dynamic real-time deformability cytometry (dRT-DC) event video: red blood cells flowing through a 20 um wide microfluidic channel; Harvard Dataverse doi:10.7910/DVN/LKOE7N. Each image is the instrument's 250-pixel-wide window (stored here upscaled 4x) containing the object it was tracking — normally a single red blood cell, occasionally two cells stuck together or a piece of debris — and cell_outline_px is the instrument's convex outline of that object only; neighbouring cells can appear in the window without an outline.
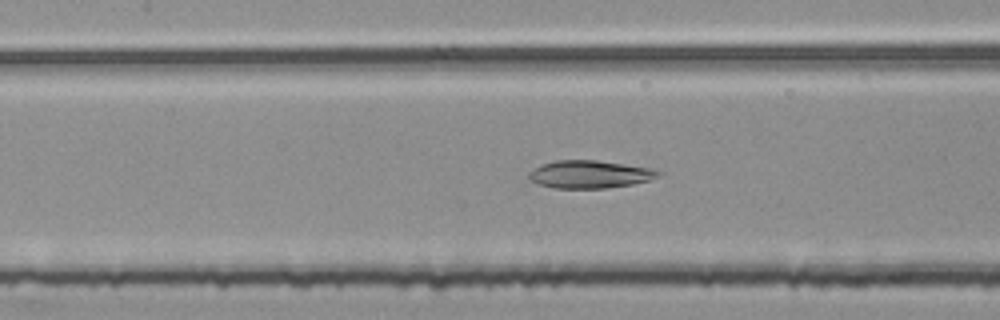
{"species": "common noctule bat (a hibernating species)", "species_latin": "Nyctalus noctula", "temperature_condition": "room temperature", "stored_images_in_passage": 52, "camera_frame_rate_fps": 3000, "um_per_image_px": 0.085, "animal": {"sex": "female", "body_mass_g": 25.1}, "frame": {"image": 1, "passage_image": 23, "time_ms": 7.333, "image_size_px": [1000, 320], "cell_outline_px": [[660, 176], [648, 180], [632, 184], [604, 188], [556, 188], [540, 184], [528, 180], [528, 172], [540, 164], [556, 160], [596, 160], [652, 168], [660, 172]], "centroid_in_image_um": [50.08, 14.81], "position_along_channel_um": 157.3, "area_um2": 20.87}}
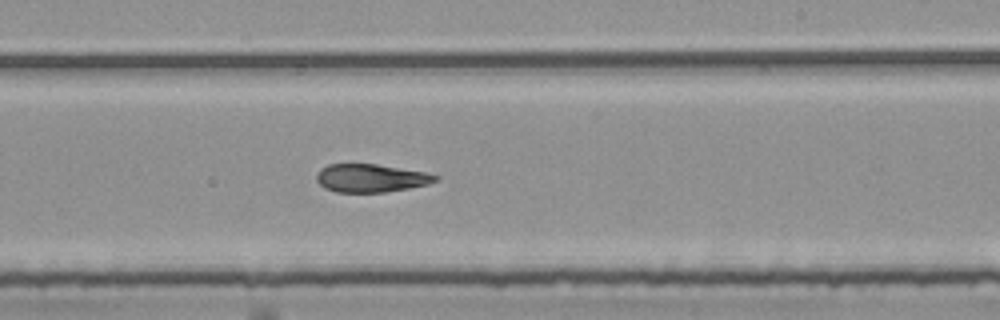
{"frame": {"image": 2, "passage_image": 31, "time_ms": 10.0, "image_size_px": [1000, 320], "cell_outline_px": [[440, 176], [436, 180], [428, 184], [388, 192], [336, 192], [324, 188], [316, 180], [316, 172], [320, 168], [328, 164], [376, 164], [424, 172]], "centroid_in_image_um": [31.48, 15.14], "position_along_channel_um": 257.5, "area_um2": 19.48}}
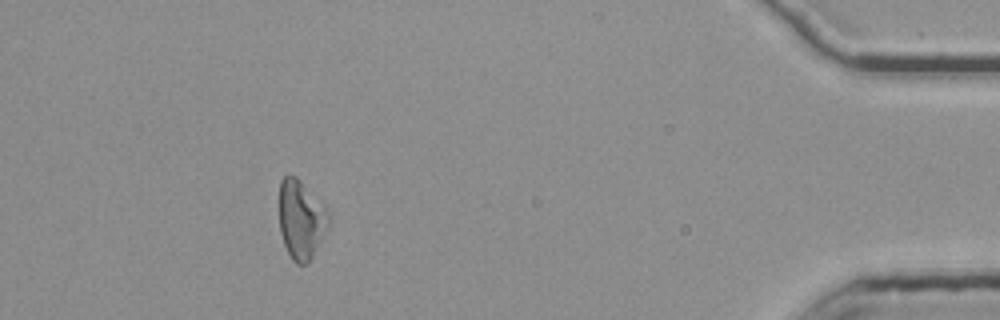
{"frame": {"image": 3, "passage_image": 48, "time_ms": 15.667, "image_size_px": [1000, 320], "cell_outline_px": [[328, 224], [308, 264], [296, 264], [292, 260], [284, 244], [280, 232], [280, 180], [284, 176], [296, 176], [300, 180], [324, 208], [328, 216]], "centroid_in_image_um": [25.54, 18.68], "position_along_channel_um": 409.7, "area_um2": 21.85}, "authors_computed_cell_mechanics": {"area_um2": 22.2819, "velocity_mm_per_s": 3.774, "shape_relaxation_time_tau1_ms": null, "shape_relaxation_time_tau2_ms": 3.7765, "deformation_change_tau1": null, "deformation_change_tau2": 0.1284}}